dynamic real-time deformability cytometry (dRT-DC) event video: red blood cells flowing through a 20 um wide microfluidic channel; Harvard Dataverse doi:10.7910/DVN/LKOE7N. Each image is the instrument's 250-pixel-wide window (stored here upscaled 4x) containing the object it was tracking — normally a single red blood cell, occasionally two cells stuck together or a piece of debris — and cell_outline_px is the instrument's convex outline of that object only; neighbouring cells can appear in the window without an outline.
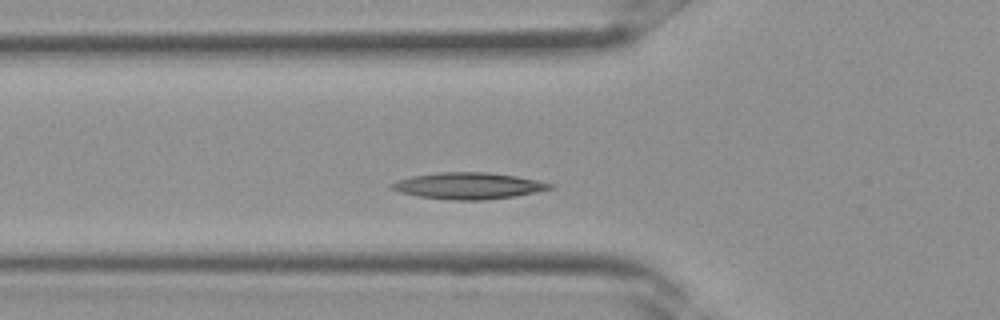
{"species": "Egyptian fruit bat (a non-hibernating species)", "species_latin": "Rousettus aegyptiacus", "temperature_condition": "room temperature", "stored_images_in_passage": 31, "segment_of_instrument_passage": [1, 2], "camera_frame_rate_fps": 3000, "um_per_image_px": 0.085, "frame": {"image": 1, "passage_image": 7, "time_ms": 2.0, "image_size_px": [1000, 320], "cell_outline_px": [[556, 188], [516, 196], [484, 200], [452, 200], [416, 196], [400, 192], [392, 188], [388, 184], [396, 180], [412, 176], [440, 172], [484, 172], [516, 176], [556, 184]], "centroid_in_image_um": [39.84, 15.8], "position_along_channel_um": 86.0, "area_um2": 24.57}}
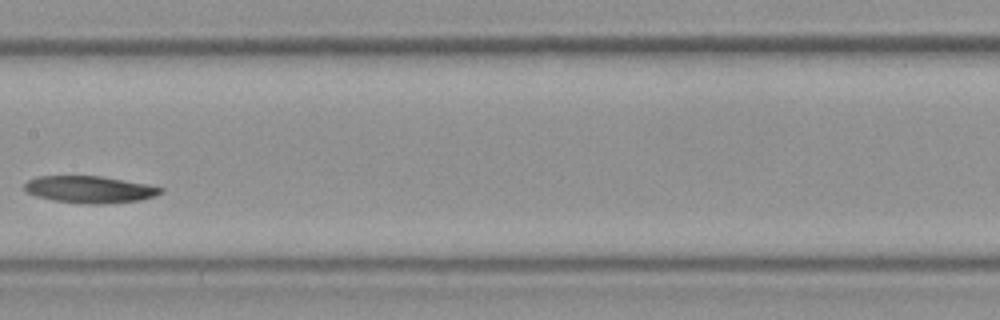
{"frame": {"image": 2, "passage_image": 13, "time_ms": 4.0, "image_size_px": [1000, 320], "cell_outline_px": [[164, 192], [156, 196], [140, 200], [104, 204], [84, 204], [52, 200], [36, 196], [28, 192], [24, 188], [24, 184], [28, 180], [36, 176], [100, 176], [148, 184], [164, 188]], "centroid_in_image_um": [7.65, 16.11], "position_along_channel_um": 199.8, "area_um2": 21.56}}
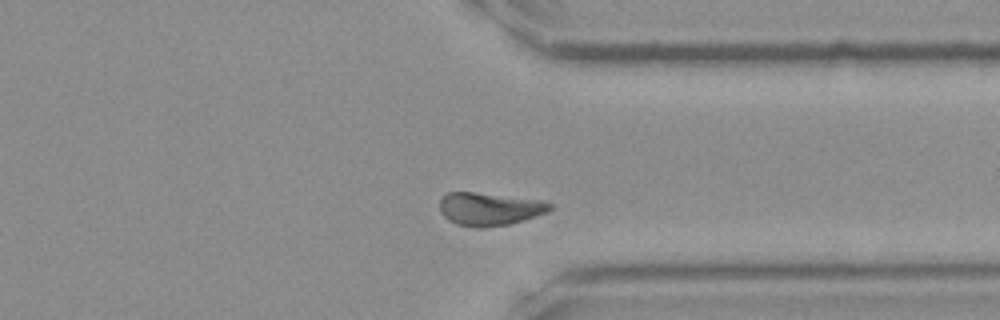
{"frame": {"image": 3, "passage_image": 22, "time_ms": 7.0, "image_size_px": [1000, 320], "cell_outline_px": [[552, 208], [548, 212], [524, 220], [508, 224], [484, 228], [476, 228], [456, 224], [448, 220], [440, 212], [440, 200], [448, 192], [472, 192], [544, 200], [552, 204]], "centroid_in_image_um": [41.61, 17.77], "position_along_channel_um": 369.8, "area_um2": 21.27}}